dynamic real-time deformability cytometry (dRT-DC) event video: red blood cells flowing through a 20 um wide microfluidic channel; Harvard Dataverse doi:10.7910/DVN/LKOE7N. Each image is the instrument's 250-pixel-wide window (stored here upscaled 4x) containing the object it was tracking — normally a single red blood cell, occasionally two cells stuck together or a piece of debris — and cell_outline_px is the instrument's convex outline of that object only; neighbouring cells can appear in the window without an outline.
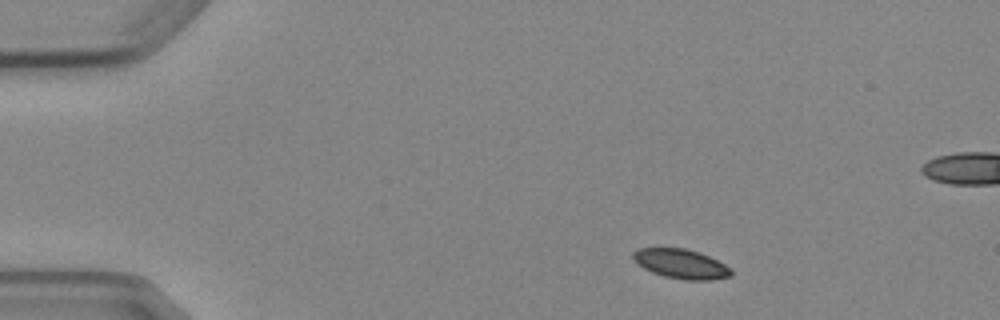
{"species": "Egyptian fruit bat (a non-hibernating species)", "species_latin": "Rousettus aegyptiacus", "temperature_condition": "cold", "stored_images_in_passage": 4, "camera_frame_rate_fps": 3000, "um_per_image_px": 0.085, "animal": {"sex": "female"}, "frame": {"image": 1, "passage_image": 1, "time_ms": 0.0, "image_size_px": [1000, 320], "cell_outline_px": [[732, 276], [712, 280], [684, 280], [664, 276], [652, 272], [636, 264], [632, 260], [632, 252], [640, 248], [684, 248], [700, 252], [732, 268]], "centroid_in_image_um": [57.87, 22.43], "position_along_channel_um": 27.1, "area_um2": 16.99}}